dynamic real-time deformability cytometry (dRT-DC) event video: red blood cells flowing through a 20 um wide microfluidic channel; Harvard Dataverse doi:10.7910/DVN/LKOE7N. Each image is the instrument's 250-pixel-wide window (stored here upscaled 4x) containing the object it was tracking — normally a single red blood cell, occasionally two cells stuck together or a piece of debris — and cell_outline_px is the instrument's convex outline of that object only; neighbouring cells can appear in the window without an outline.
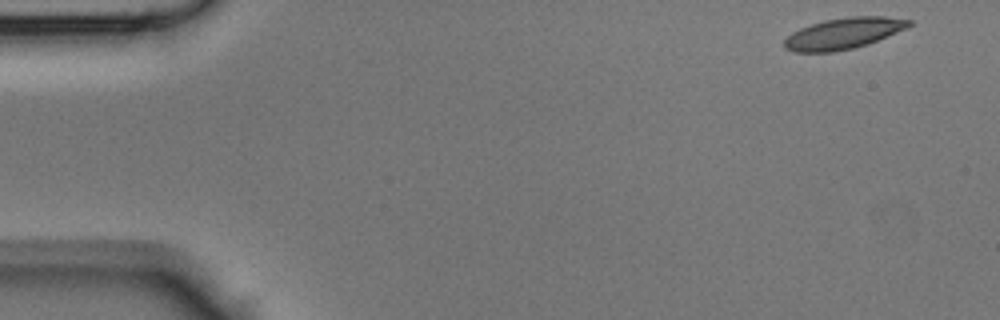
{"species": "Egyptian fruit bat (a non-hibernating species)", "species_latin": "Rousettus aegyptiacus", "temperature_condition": "room temperature", "stored_images_in_passage": 43, "camera_frame_rate_fps": 3000, "um_per_image_px": 0.085, "animal": {"sex": "male"}, "frame": {"image": 1, "passage_image": 1, "time_ms": 0.0, "image_size_px": [1000, 320], "cell_outline_px": [[912, 24], [908, 28], [868, 44], [852, 48], [832, 52], [796, 52], [784, 48], [784, 40], [792, 32], [800, 28], [824, 20], [848, 16], [884, 16], [912, 20]], "centroid_in_image_um": [71.72, 2.83], "position_along_channel_um": 13.3, "area_um2": 22.66}}
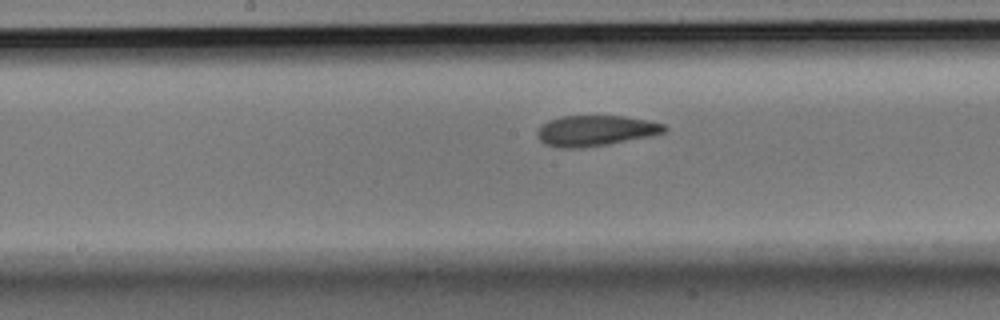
{"frame": {"image": 2, "passage_image": 21, "time_ms": 6.667, "image_size_px": [1000, 320], "cell_outline_px": [[668, 128], [664, 132], [608, 144], [580, 148], [556, 148], [544, 144], [536, 136], [536, 132], [548, 120], [560, 116], [624, 116], [664, 124]], "centroid_in_image_um": [50.54, 11.11], "position_along_channel_um": 197.7, "area_um2": 22.43}}
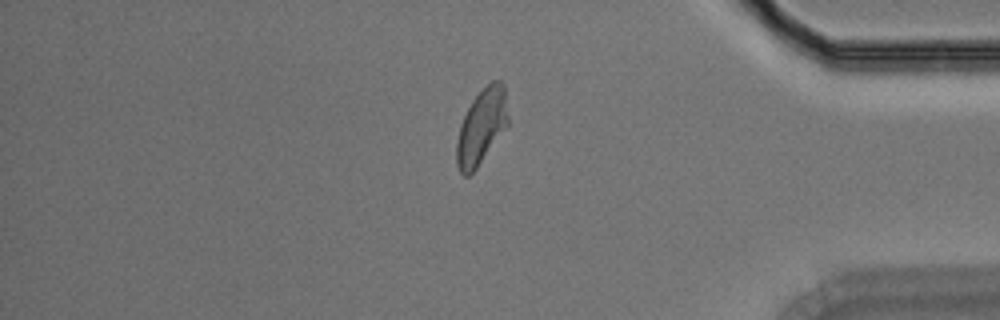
{"frame": {"image": 3, "passage_image": 36, "time_ms": 11.667, "image_size_px": [1000, 320], "cell_outline_px": [[508, 124], [476, 168], [468, 176], [464, 176], [460, 172], [456, 164], [456, 144], [460, 124], [472, 100], [492, 80], [500, 80], [504, 84], [508, 116]], "centroid_in_image_um": [40.92, 10.76], "position_along_channel_um": 394.3, "area_um2": 22.2}}